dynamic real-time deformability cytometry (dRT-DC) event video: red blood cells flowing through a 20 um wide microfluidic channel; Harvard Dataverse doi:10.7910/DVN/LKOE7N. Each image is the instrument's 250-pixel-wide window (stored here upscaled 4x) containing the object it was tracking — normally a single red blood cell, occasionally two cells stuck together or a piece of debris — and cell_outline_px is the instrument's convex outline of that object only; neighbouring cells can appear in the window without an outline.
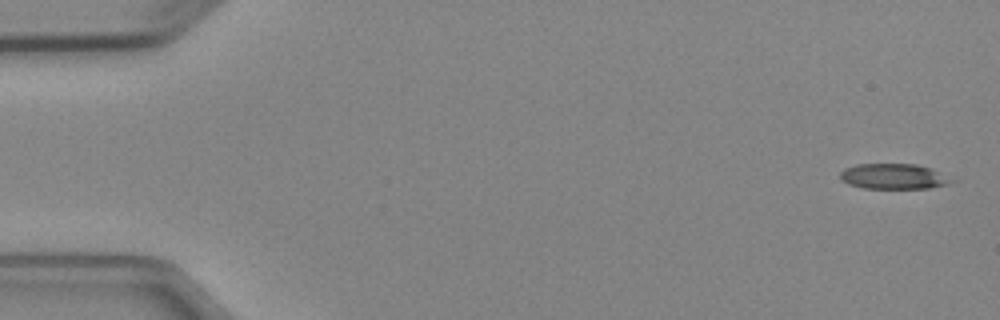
{"species": "Egyptian fruit bat (a non-hibernating species)", "species_latin": "Rousettus aegyptiacus", "temperature_condition": "cold", "stored_images_in_passage": 5, "camera_frame_rate_fps": 3000, "um_per_image_px": 0.085, "animal": {"sex": "female"}, "frame": {"image": 1, "passage_image": 1, "time_ms": 0.0, "image_size_px": [1000, 320], "cell_outline_px": [[960, 180], [948, 184], [928, 188], [860, 188], [848, 184], [840, 180], [840, 172], [844, 168], [856, 164], [916, 164], [932, 168]], "centroid_in_image_um": [76.01, 14.99], "position_along_channel_um": 9.0, "area_um2": 16.88}}
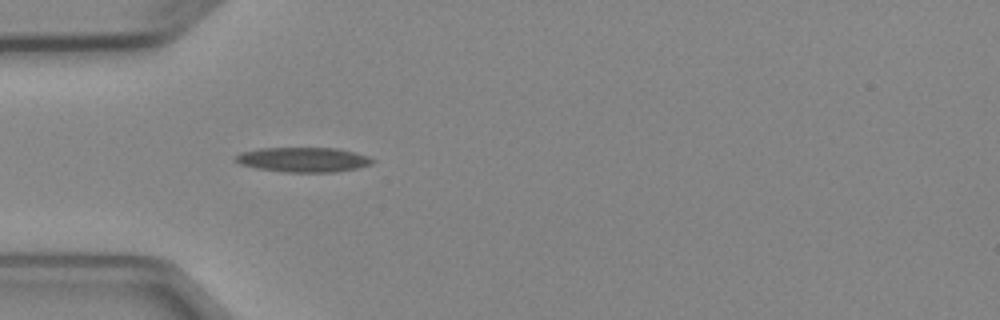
{"frame": {"image": 2, "passage_image": 5, "time_ms": 4.667, "image_size_px": [1000, 320], "cell_outline_px": [[376, 160], [372, 164], [356, 168], [336, 172], [284, 172], [256, 168], [240, 164], [232, 160], [240, 152], [260, 148], [336, 148], [368, 156]], "centroid_in_image_um": [25.75, 13.57], "position_along_channel_um": 59.3, "area_um2": 19.77}}